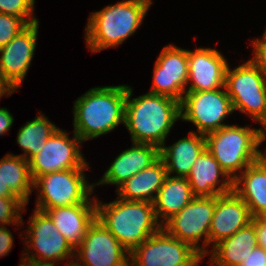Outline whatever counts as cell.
I'll return each instance as SVG.
<instances>
[{"label":"cell","instance_id":"6da1fadb","mask_svg":"<svg viewBox=\"0 0 266 266\" xmlns=\"http://www.w3.org/2000/svg\"><path fill=\"white\" fill-rule=\"evenodd\" d=\"M127 85L124 125L133 143L152 144L160 148L175 122L181 119L180 102L170 97L146 93L131 98Z\"/></svg>","mask_w":266,"mask_h":266},{"label":"cell","instance_id":"7a4b0ae2","mask_svg":"<svg viewBox=\"0 0 266 266\" xmlns=\"http://www.w3.org/2000/svg\"><path fill=\"white\" fill-rule=\"evenodd\" d=\"M126 97L127 84L97 86L85 92L73 105L74 133L85 142L124 124Z\"/></svg>","mask_w":266,"mask_h":266},{"label":"cell","instance_id":"3957f363","mask_svg":"<svg viewBox=\"0 0 266 266\" xmlns=\"http://www.w3.org/2000/svg\"><path fill=\"white\" fill-rule=\"evenodd\" d=\"M96 219L129 253L162 228L156 218L153 203L148 201L117 198L112 202L102 203L96 200Z\"/></svg>","mask_w":266,"mask_h":266},{"label":"cell","instance_id":"277c9868","mask_svg":"<svg viewBox=\"0 0 266 266\" xmlns=\"http://www.w3.org/2000/svg\"><path fill=\"white\" fill-rule=\"evenodd\" d=\"M152 0H125L90 13L85 28L86 46L99 52L122 44L141 26Z\"/></svg>","mask_w":266,"mask_h":266},{"label":"cell","instance_id":"5b68a950","mask_svg":"<svg viewBox=\"0 0 266 266\" xmlns=\"http://www.w3.org/2000/svg\"><path fill=\"white\" fill-rule=\"evenodd\" d=\"M261 128L228 125L205 135L206 148L233 181L257 161L258 139Z\"/></svg>","mask_w":266,"mask_h":266},{"label":"cell","instance_id":"8992f818","mask_svg":"<svg viewBox=\"0 0 266 266\" xmlns=\"http://www.w3.org/2000/svg\"><path fill=\"white\" fill-rule=\"evenodd\" d=\"M85 169L89 168L67 169L38 177L33 182V189L40 191L37 193L35 209L48 210L75 204H96L97 198L90 197L95 186L86 180Z\"/></svg>","mask_w":266,"mask_h":266},{"label":"cell","instance_id":"52a82bcc","mask_svg":"<svg viewBox=\"0 0 266 266\" xmlns=\"http://www.w3.org/2000/svg\"><path fill=\"white\" fill-rule=\"evenodd\" d=\"M31 223L26 230L25 251L22 260L35 265L55 266L58 261L68 258L66 266L73 265L75 250L66 238L57 230L50 217L41 210L35 209L31 217ZM31 248V252L29 249Z\"/></svg>","mask_w":266,"mask_h":266},{"label":"cell","instance_id":"ba28073f","mask_svg":"<svg viewBox=\"0 0 266 266\" xmlns=\"http://www.w3.org/2000/svg\"><path fill=\"white\" fill-rule=\"evenodd\" d=\"M225 88L234 111L251 116L261 124L266 120V76L250 61L225 73Z\"/></svg>","mask_w":266,"mask_h":266},{"label":"cell","instance_id":"9c48e42d","mask_svg":"<svg viewBox=\"0 0 266 266\" xmlns=\"http://www.w3.org/2000/svg\"><path fill=\"white\" fill-rule=\"evenodd\" d=\"M204 257L163 228L129 253V266H198Z\"/></svg>","mask_w":266,"mask_h":266},{"label":"cell","instance_id":"30bf717a","mask_svg":"<svg viewBox=\"0 0 266 266\" xmlns=\"http://www.w3.org/2000/svg\"><path fill=\"white\" fill-rule=\"evenodd\" d=\"M215 210L214 197H194L181 211L169 220L162 228L171 236L190 244L203 257L209 250L208 246L209 229ZM203 240V247L200 246V239Z\"/></svg>","mask_w":266,"mask_h":266},{"label":"cell","instance_id":"8fae6325","mask_svg":"<svg viewBox=\"0 0 266 266\" xmlns=\"http://www.w3.org/2000/svg\"><path fill=\"white\" fill-rule=\"evenodd\" d=\"M180 112V120L192 122L199 134L206 135L227 126L222 122L234 110L224 87L211 91H186Z\"/></svg>","mask_w":266,"mask_h":266},{"label":"cell","instance_id":"7c38bea8","mask_svg":"<svg viewBox=\"0 0 266 266\" xmlns=\"http://www.w3.org/2000/svg\"><path fill=\"white\" fill-rule=\"evenodd\" d=\"M66 132L58 128L47 139L38 154L28 161L33 182L48 173L89 168L80 150L83 141L75 133L71 139Z\"/></svg>","mask_w":266,"mask_h":266},{"label":"cell","instance_id":"4fadbf2b","mask_svg":"<svg viewBox=\"0 0 266 266\" xmlns=\"http://www.w3.org/2000/svg\"><path fill=\"white\" fill-rule=\"evenodd\" d=\"M74 257L77 260L74 266H129V252L97 219L88 228Z\"/></svg>","mask_w":266,"mask_h":266},{"label":"cell","instance_id":"5bb4252c","mask_svg":"<svg viewBox=\"0 0 266 266\" xmlns=\"http://www.w3.org/2000/svg\"><path fill=\"white\" fill-rule=\"evenodd\" d=\"M38 28L39 21L29 24L0 48V79L13 93L23 83L35 55Z\"/></svg>","mask_w":266,"mask_h":266},{"label":"cell","instance_id":"9a60e30c","mask_svg":"<svg viewBox=\"0 0 266 266\" xmlns=\"http://www.w3.org/2000/svg\"><path fill=\"white\" fill-rule=\"evenodd\" d=\"M150 93L170 97L181 103L188 80V49L170 44L157 58Z\"/></svg>","mask_w":266,"mask_h":266},{"label":"cell","instance_id":"2e32d148","mask_svg":"<svg viewBox=\"0 0 266 266\" xmlns=\"http://www.w3.org/2000/svg\"><path fill=\"white\" fill-rule=\"evenodd\" d=\"M228 66L222 53L211 48L188 50V80L186 91H211L225 87Z\"/></svg>","mask_w":266,"mask_h":266},{"label":"cell","instance_id":"e0dca14e","mask_svg":"<svg viewBox=\"0 0 266 266\" xmlns=\"http://www.w3.org/2000/svg\"><path fill=\"white\" fill-rule=\"evenodd\" d=\"M248 206L234 190L215 196V210L209 229L208 246L234 235L252 222Z\"/></svg>","mask_w":266,"mask_h":266},{"label":"cell","instance_id":"ac0fdd59","mask_svg":"<svg viewBox=\"0 0 266 266\" xmlns=\"http://www.w3.org/2000/svg\"><path fill=\"white\" fill-rule=\"evenodd\" d=\"M186 178L195 197H214L233 190V181L221 169L220 164L207 148L194 162Z\"/></svg>","mask_w":266,"mask_h":266},{"label":"cell","instance_id":"d6986e66","mask_svg":"<svg viewBox=\"0 0 266 266\" xmlns=\"http://www.w3.org/2000/svg\"><path fill=\"white\" fill-rule=\"evenodd\" d=\"M159 148L152 144L133 143L117 155L99 182L94 185L114 184L118 187L159 158Z\"/></svg>","mask_w":266,"mask_h":266},{"label":"cell","instance_id":"ffe728a7","mask_svg":"<svg viewBox=\"0 0 266 266\" xmlns=\"http://www.w3.org/2000/svg\"><path fill=\"white\" fill-rule=\"evenodd\" d=\"M41 211L50 217L74 250L81 245L88 228L96 220V204H75Z\"/></svg>","mask_w":266,"mask_h":266},{"label":"cell","instance_id":"44dd1931","mask_svg":"<svg viewBox=\"0 0 266 266\" xmlns=\"http://www.w3.org/2000/svg\"><path fill=\"white\" fill-rule=\"evenodd\" d=\"M205 149V135L191 131L187 137L171 146L163 144L159 148V156L166 165L167 175L176 173L175 177H187L194 162Z\"/></svg>","mask_w":266,"mask_h":266},{"label":"cell","instance_id":"7402d4cb","mask_svg":"<svg viewBox=\"0 0 266 266\" xmlns=\"http://www.w3.org/2000/svg\"><path fill=\"white\" fill-rule=\"evenodd\" d=\"M257 246H259L257 231L255 222L252 220L234 235L221 240L215 246H211L212 253L209 263L211 266H240L242 261Z\"/></svg>","mask_w":266,"mask_h":266},{"label":"cell","instance_id":"603a6c76","mask_svg":"<svg viewBox=\"0 0 266 266\" xmlns=\"http://www.w3.org/2000/svg\"><path fill=\"white\" fill-rule=\"evenodd\" d=\"M233 190L248 206L252 218L266 217V168L258 161L233 180Z\"/></svg>","mask_w":266,"mask_h":266},{"label":"cell","instance_id":"cb8c5ba5","mask_svg":"<svg viewBox=\"0 0 266 266\" xmlns=\"http://www.w3.org/2000/svg\"><path fill=\"white\" fill-rule=\"evenodd\" d=\"M166 176V165L159 157L149 167L139 171L117 187V195L119 198L128 201H148L153 203Z\"/></svg>","mask_w":266,"mask_h":266},{"label":"cell","instance_id":"d4e9b609","mask_svg":"<svg viewBox=\"0 0 266 266\" xmlns=\"http://www.w3.org/2000/svg\"><path fill=\"white\" fill-rule=\"evenodd\" d=\"M194 197L186 177L167 175L153 201L158 222L163 225L179 213Z\"/></svg>","mask_w":266,"mask_h":266},{"label":"cell","instance_id":"484cf974","mask_svg":"<svg viewBox=\"0 0 266 266\" xmlns=\"http://www.w3.org/2000/svg\"><path fill=\"white\" fill-rule=\"evenodd\" d=\"M0 176L5 186L26 205L33 192V180L29 170V162L20 155L8 153L0 159Z\"/></svg>","mask_w":266,"mask_h":266},{"label":"cell","instance_id":"4316f807","mask_svg":"<svg viewBox=\"0 0 266 266\" xmlns=\"http://www.w3.org/2000/svg\"><path fill=\"white\" fill-rule=\"evenodd\" d=\"M57 129L58 127L40 112L38 117L28 121L17 133V144L24 151V154H20V156L29 161L38 154L47 139Z\"/></svg>","mask_w":266,"mask_h":266},{"label":"cell","instance_id":"83f0119b","mask_svg":"<svg viewBox=\"0 0 266 266\" xmlns=\"http://www.w3.org/2000/svg\"><path fill=\"white\" fill-rule=\"evenodd\" d=\"M26 204L17 196H0V227L7 225H22V212Z\"/></svg>","mask_w":266,"mask_h":266},{"label":"cell","instance_id":"f1b7e54d","mask_svg":"<svg viewBox=\"0 0 266 266\" xmlns=\"http://www.w3.org/2000/svg\"><path fill=\"white\" fill-rule=\"evenodd\" d=\"M35 0H0V13L24 19L28 24L38 22L34 17Z\"/></svg>","mask_w":266,"mask_h":266},{"label":"cell","instance_id":"f546056e","mask_svg":"<svg viewBox=\"0 0 266 266\" xmlns=\"http://www.w3.org/2000/svg\"><path fill=\"white\" fill-rule=\"evenodd\" d=\"M29 24L22 18L0 13V48L8 44Z\"/></svg>","mask_w":266,"mask_h":266},{"label":"cell","instance_id":"4dcf8cb0","mask_svg":"<svg viewBox=\"0 0 266 266\" xmlns=\"http://www.w3.org/2000/svg\"><path fill=\"white\" fill-rule=\"evenodd\" d=\"M254 56L249 60L266 76V40L261 39L252 40Z\"/></svg>","mask_w":266,"mask_h":266},{"label":"cell","instance_id":"1f68e13d","mask_svg":"<svg viewBox=\"0 0 266 266\" xmlns=\"http://www.w3.org/2000/svg\"><path fill=\"white\" fill-rule=\"evenodd\" d=\"M240 266H266V250L263 247L257 246L242 261Z\"/></svg>","mask_w":266,"mask_h":266},{"label":"cell","instance_id":"d6a6232c","mask_svg":"<svg viewBox=\"0 0 266 266\" xmlns=\"http://www.w3.org/2000/svg\"><path fill=\"white\" fill-rule=\"evenodd\" d=\"M14 243V238L10 230L7 227H0V257L6 256L10 253Z\"/></svg>","mask_w":266,"mask_h":266},{"label":"cell","instance_id":"836d02e7","mask_svg":"<svg viewBox=\"0 0 266 266\" xmlns=\"http://www.w3.org/2000/svg\"><path fill=\"white\" fill-rule=\"evenodd\" d=\"M255 222L259 246L266 250V217H255Z\"/></svg>","mask_w":266,"mask_h":266},{"label":"cell","instance_id":"e575fe53","mask_svg":"<svg viewBox=\"0 0 266 266\" xmlns=\"http://www.w3.org/2000/svg\"><path fill=\"white\" fill-rule=\"evenodd\" d=\"M13 122L14 118L7 108H0V136L9 132Z\"/></svg>","mask_w":266,"mask_h":266},{"label":"cell","instance_id":"d590c367","mask_svg":"<svg viewBox=\"0 0 266 266\" xmlns=\"http://www.w3.org/2000/svg\"><path fill=\"white\" fill-rule=\"evenodd\" d=\"M0 196H16L9 188V186H5L3 179L0 176Z\"/></svg>","mask_w":266,"mask_h":266},{"label":"cell","instance_id":"8d00e7d4","mask_svg":"<svg viewBox=\"0 0 266 266\" xmlns=\"http://www.w3.org/2000/svg\"><path fill=\"white\" fill-rule=\"evenodd\" d=\"M13 94V92H11L8 88H7V86L1 81V79H0V98H2L3 97V95H5V96H10V95H12Z\"/></svg>","mask_w":266,"mask_h":266},{"label":"cell","instance_id":"74e56055","mask_svg":"<svg viewBox=\"0 0 266 266\" xmlns=\"http://www.w3.org/2000/svg\"><path fill=\"white\" fill-rule=\"evenodd\" d=\"M257 161L266 168V153H263L262 150L258 149Z\"/></svg>","mask_w":266,"mask_h":266},{"label":"cell","instance_id":"f35d334b","mask_svg":"<svg viewBox=\"0 0 266 266\" xmlns=\"http://www.w3.org/2000/svg\"><path fill=\"white\" fill-rule=\"evenodd\" d=\"M264 129H261V133L258 139V148L261 145V143L266 139V120L264 121V123L262 124Z\"/></svg>","mask_w":266,"mask_h":266},{"label":"cell","instance_id":"ab89813d","mask_svg":"<svg viewBox=\"0 0 266 266\" xmlns=\"http://www.w3.org/2000/svg\"><path fill=\"white\" fill-rule=\"evenodd\" d=\"M18 266H43V265H35L22 260L21 264H19Z\"/></svg>","mask_w":266,"mask_h":266},{"label":"cell","instance_id":"60d3db41","mask_svg":"<svg viewBox=\"0 0 266 266\" xmlns=\"http://www.w3.org/2000/svg\"><path fill=\"white\" fill-rule=\"evenodd\" d=\"M265 40H266V30L265 32L263 33V36H262Z\"/></svg>","mask_w":266,"mask_h":266}]
</instances>
